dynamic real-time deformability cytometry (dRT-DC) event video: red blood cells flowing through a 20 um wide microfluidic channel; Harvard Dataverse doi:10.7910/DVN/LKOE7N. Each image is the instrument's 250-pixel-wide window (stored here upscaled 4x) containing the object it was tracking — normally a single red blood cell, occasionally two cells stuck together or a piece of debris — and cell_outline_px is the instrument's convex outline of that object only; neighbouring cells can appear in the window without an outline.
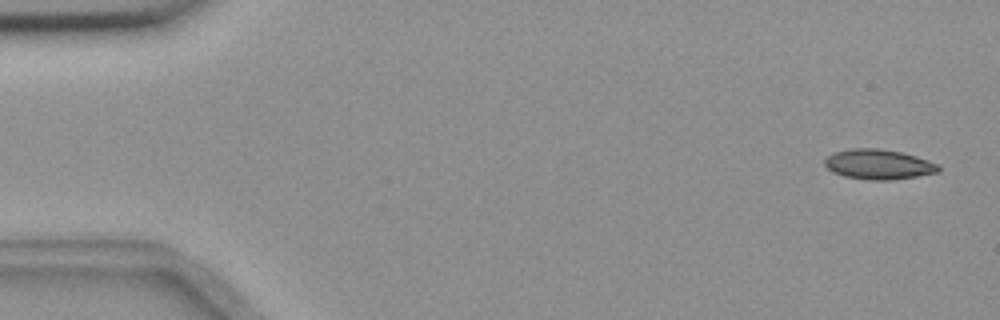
{"species": "common noctule bat (a hibernating species)", "species_latin": "Nyctalus noctula", "temperature_condition": "room temperature", "stored_images_in_passage": 5, "camera_frame_rate_fps": 3000, "um_per_image_px": 0.085, "animal": {"sex": "female", "body_mass_g": 18.4}, "frame": {"image": 1, "passage_image": 1, "time_ms": 0.0, "image_size_px": [1000, 320], "cell_outline_px": [[940, 172], [916, 176], [888, 180], [868, 180], [844, 176], [832, 172], [824, 164], [824, 160], [828, 156], [836, 152], [852, 148], [876, 148], [900, 152], [916, 156], [940, 164]], "centroid_in_image_um": [74.69, 13.97], "position_along_channel_um": 10.3, "area_um2": 19.83}}